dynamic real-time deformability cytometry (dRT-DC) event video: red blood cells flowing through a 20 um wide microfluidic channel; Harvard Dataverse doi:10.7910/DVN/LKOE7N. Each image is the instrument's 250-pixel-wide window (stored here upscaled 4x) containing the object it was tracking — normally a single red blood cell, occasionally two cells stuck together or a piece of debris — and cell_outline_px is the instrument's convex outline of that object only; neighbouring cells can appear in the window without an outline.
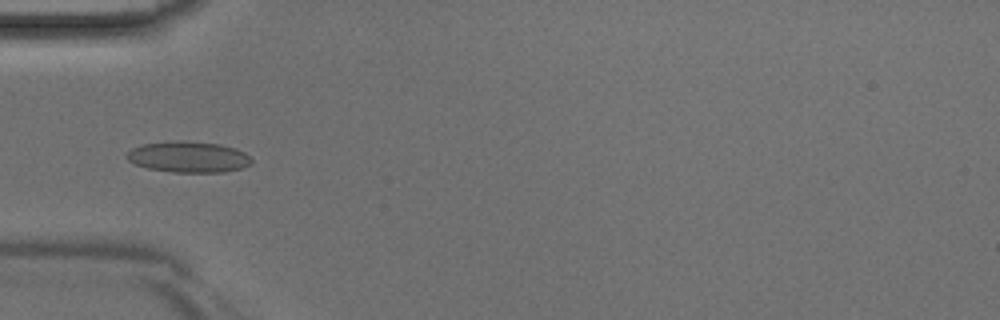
{"species": "Egyptian fruit bat (a non-hibernating species)", "species_latin": "Rousettus aegyptiacus", "temperature_condition": "room temperature", "stored_images_in_passage": 45, "camera_frame_rate_fps": 3000, "um_per_image_px": 0.085, "animal": {"sex": "male"}, "frame": {"image": 1, "passage_image": 15, "time_ms": 4.667, "image_size_px": [1000, 320], "cell_outline_px": [[252, 164], [240, 168], [224, 172], [172, 172], [148, 168], [136, 164], [128, 160], [128, 152], [132, 148], [144, 144], [176, 140], [184, 140], [220, 144], [236, 148], [244, 152], [252, 160]], "centroid_in_image_um": [16.05, 13.33], "position_along_channel_um": 69.0, "area_um2": 22.48}}
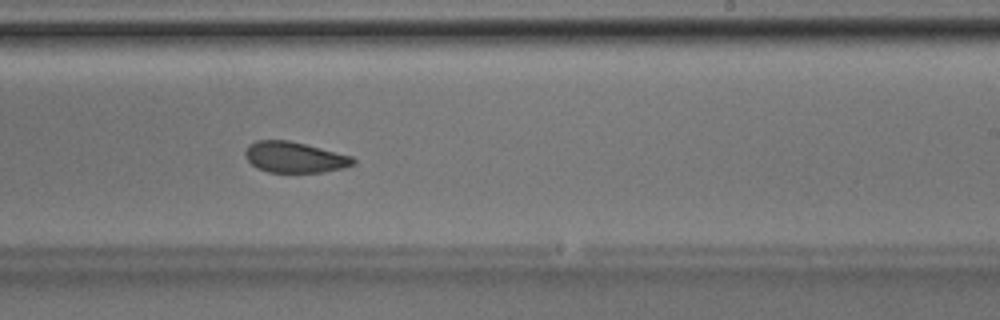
{"frame": {"image": 2, "passage_image": 28, "time_ms": 9.0, "image_size_px": [1000, 320], "cell_outline_px": [[356, 164], [344, 168], [324, 172], [268, 172], [256, 168], [244, 156], [244, 152], [248, 144], [256, 140], [288, 140], [352, 156], [356, 160]], "centroid_in_image_um": [25.02, 13.37], "position_along_channel_um": 264.0, "area_um2": 19.48}}
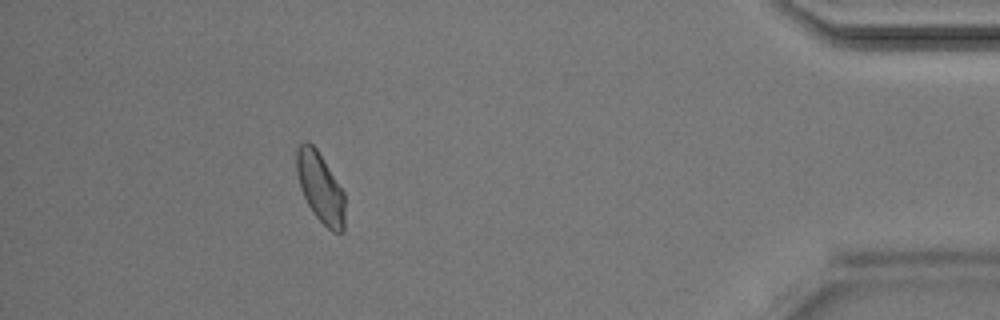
{"frame": {"image": 3, "passage_image": 41, "time_ms": 13.333, "image_size_px": [1000, 320], "cell_outline_px": [[344, 232], [332, 232], [312, 212], [300, 188], [296, 172], [296, 152], [300, 144], [304, 140], [308, 140], [316, 148], [344, 192]], "centroid_in_image_um": [27.21, 15.92], "position_along_channel_um": 408.0, "area_um2": 19.59}}